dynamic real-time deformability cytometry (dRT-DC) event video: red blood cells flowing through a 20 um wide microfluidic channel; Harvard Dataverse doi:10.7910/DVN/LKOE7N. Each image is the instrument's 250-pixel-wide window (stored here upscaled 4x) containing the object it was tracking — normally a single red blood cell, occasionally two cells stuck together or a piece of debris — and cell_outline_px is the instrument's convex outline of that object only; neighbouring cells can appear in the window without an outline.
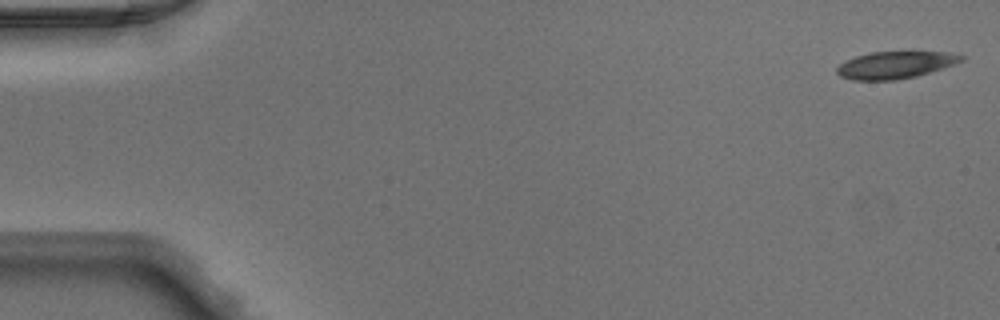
{"species": "Egyptian fruit bat (a non-hibernating species)", "species_latin": "Rousettus aegyptiacus", "temperature_condition": "warm", "stored_images_in_passage": 48, "camera_frame_rate_fps": 3000, "um_per_image_px": 0.085, "animal": {"sex": "male"}, "frame": {"image": 1, "passage_image": 1, "time_ms": 0.0, "image_size_px": [1000, 320], "cell_outline_px": [[964, 60], [916, 76], [896, 80], [852, 80], [840, 76], [836, 72], [836, 68], [840, 64], [856, 56], [872, 52], [908, 48], [912, 48], [944, 52], [964, 56]], "centroid_in_image_um": [76.11, 5.46], "position_along_channel_um": 8.9, "area_um2": 20.35}}
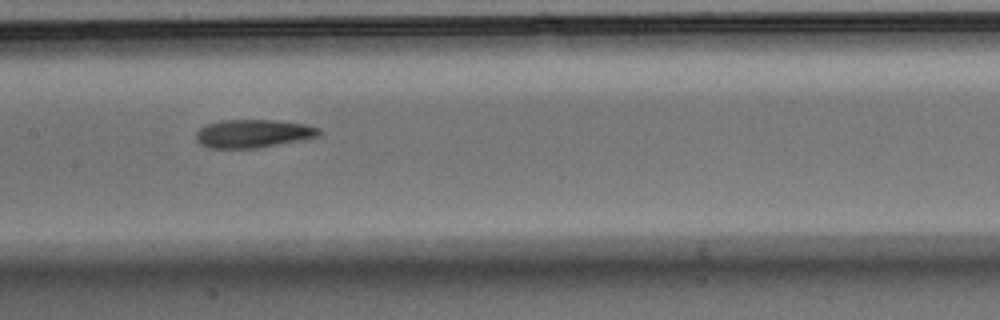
{"frame": {"image": 2, "passage_image": 24, "time_ms": 7.667, "image_size_px": [1000, 320], "cell_outline_px": [[320, 132], [316, 136], [256, 148], [208, 148], [200, 144], [196, 140], [196, 132], [200, 128], [208, 124], [224, 120], [276, 120], [304, 124], [320, 128]], "centroid_in_image_um": [21.45, 11.35], "position_along_channel_um": 186.0, "area_um2": 19.83}}
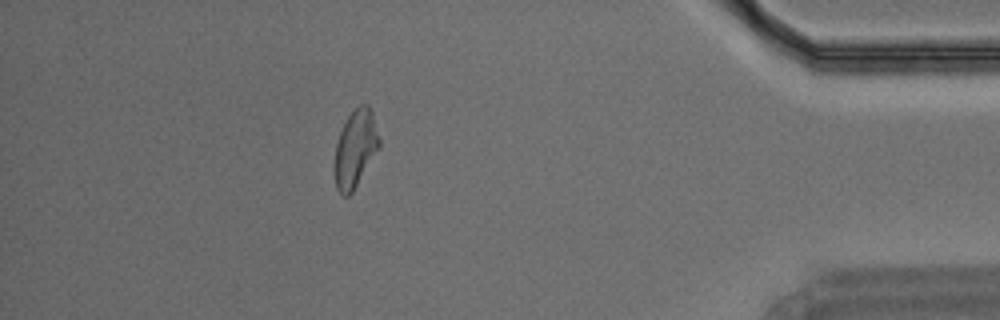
{"frame": {"image": 3, "passage_image": 43, "time_ms": 14.0, "image_size_px": [1000, 320], "cell_outline_px": [[380, 148], [352, 192], [348, 196], [344, 196], [336, 188], [336, 144], [340, 132], [348, 116], [360, 104], [368, 104], [372, 112], [380, 140]], "centroid_in_image_um": [30.24, 12.62], "position_along_channel_um": 405.0, "area_um2": 19.65}}